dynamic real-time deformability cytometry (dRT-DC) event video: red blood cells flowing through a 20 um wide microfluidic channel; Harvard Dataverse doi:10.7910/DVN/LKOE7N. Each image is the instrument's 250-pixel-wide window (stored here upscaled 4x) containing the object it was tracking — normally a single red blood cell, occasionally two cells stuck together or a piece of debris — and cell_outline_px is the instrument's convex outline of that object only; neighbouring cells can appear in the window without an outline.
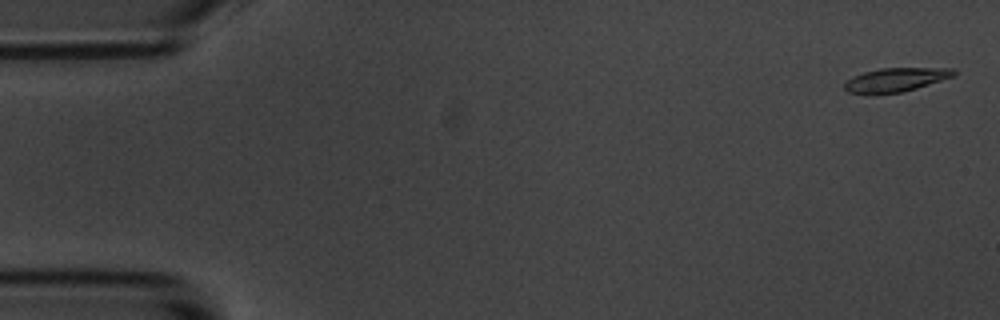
{"species": "common noctule bat (a hibernating species)", "species_latin": "Nyctalus noctula", "temperature_condition": "room temperature", "stored_images_in_passage": 5, "camera_frame_rate_fps": 3000, "um_per_image_px": 0.085, "animal": {"sex": "male", "body_mass_g": 20.1, "forearm_length_mm": 53.5}, "frame": {"image": 1, "passage_image": 1, "time_ms": 0.0, "image_size_px": [1000, 320], "cell_outline_px": [[956, 76], [916, 88], [900, 92], [848, 92], [844, 88], [844, 84], [852, 76], [864, 72], [880, 68], [956, 68]], "centroid_in_image_um": [76.22, 6.74], "position_along_channel_um": 8.8, "area_um2": 14.8}}
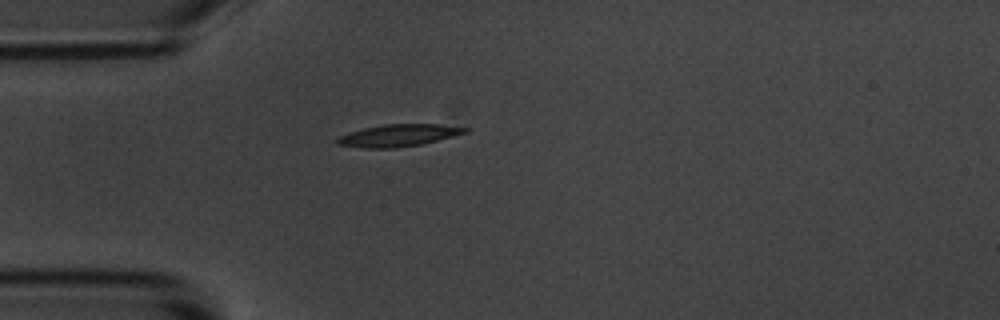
{"frame": {"image": 2, "passage_image": 5, "time_ms": 4.667, "image_size_px": [1000, 320], "cell_outline_px": [[472, 128], [468, 132], [420, 144], [396, 148], [364, 148], [336, 144], [336, 136], [364, 128], [384, 124], [436, 124]], "centroid_in_image_um": [33.84, 11.5], "position_along_channel_um": 51.2, "area_um2": 16.42}}